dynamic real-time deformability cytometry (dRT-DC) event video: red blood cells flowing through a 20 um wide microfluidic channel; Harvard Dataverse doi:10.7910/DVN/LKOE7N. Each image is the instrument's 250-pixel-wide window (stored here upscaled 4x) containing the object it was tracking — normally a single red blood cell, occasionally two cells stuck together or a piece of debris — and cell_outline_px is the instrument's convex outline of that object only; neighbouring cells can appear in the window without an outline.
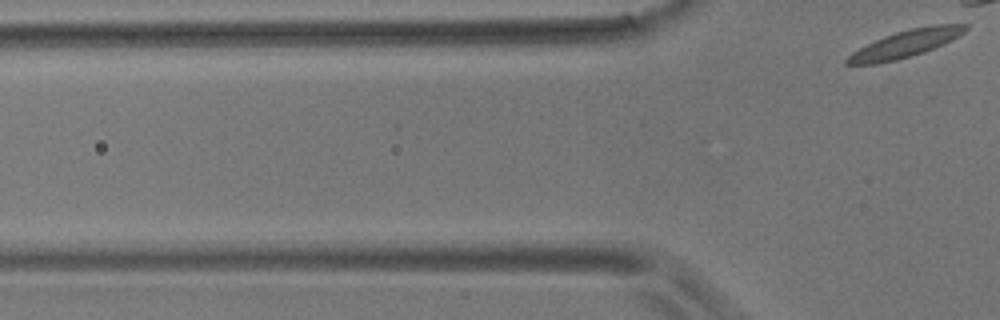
{"species": "common noctule bat (a hibernating species)", "species_latin": "Nyctalus noctula", "temperature_condition": "room temperature", "stored_images_in_passage": 8, "segment_of_instrument_passage": [2, 2], "camera_frame_rate_fps": 3000, "um_per_image_px": 0.085, "animal": {"sex": "male", "body_mass_g": 17.9}, "frame": {"image": 1, "passage_image": 8, "time_ms": 9.333, "image_size_px": [1000, 320], "cell_outline_px": [[968, 28], [964, 32], [952, 40], [944, 44], [924, 52], [896, 60], [876, 64], [844, 64], [844, 60], [852, 52], [884, 36], [896, 32], [912, 28], [936, 24], [968, 24]], "centroid_in_image_um": [76.98, 3.72], "position_along_channel_um": 48.8, "area_um2": 18.55}}